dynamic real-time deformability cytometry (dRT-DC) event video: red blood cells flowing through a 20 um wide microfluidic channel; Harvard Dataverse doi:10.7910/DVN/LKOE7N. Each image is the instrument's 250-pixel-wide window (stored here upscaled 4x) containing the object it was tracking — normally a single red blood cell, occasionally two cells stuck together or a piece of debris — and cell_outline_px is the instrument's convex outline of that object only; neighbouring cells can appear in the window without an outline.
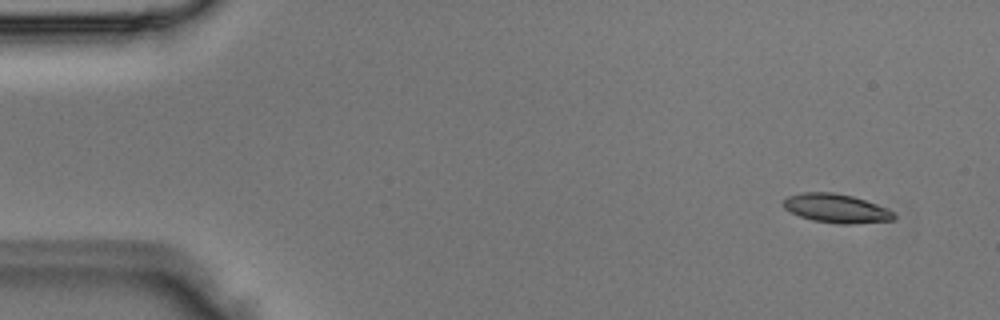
{"species": "Egyptian fruit bat (a non-hibernating species)", "species_latin": "Rousettus aegyptiacus", "temperature_condition": "room temperature", "stored_images_in_passage": 5, "camera_frame_rate_fps": 3000, "um_per_image_px": 0.085, "animal": {"sex": "male"}, "frame": {"image": 1, "passage_image": 1, "time_ms": 0.0, "image_size_px": [1000, 320], "cell_outline_px": [[896, 220], [856, 224], [836, 224], [812, 220], [800, 216], [784, 208], [780, 204], [788, 196], [800, 192], [832, 192], [852, 196], [888, 208], [896, 212]], "centroid_in_image_um": [71.11, 17.72], "position_along_channel_um": 13.9, "area_um2": 18.9}}
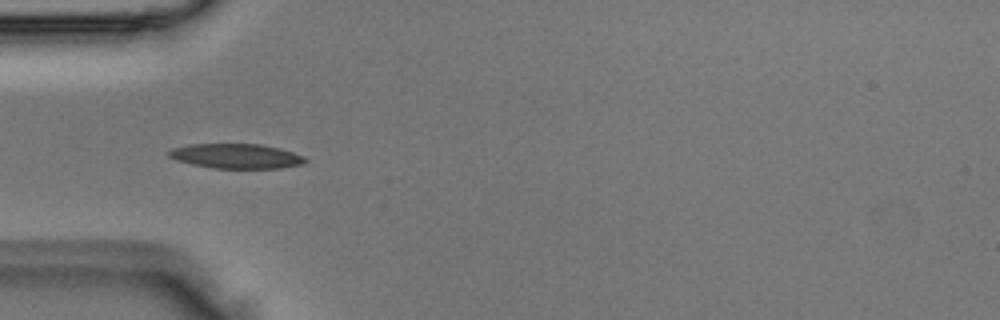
{"frame": {"image": 2, "passage_image": 4, "time_ms": 1.0, "image_size_px": [1000, 320], "cell_outline_px": [[308, 160], [304, 164], [280, 168], [212, 168], [192, 164], [176, 160], [168, 156], [164, 152], [172, 148], [188, 144], [260, 144], [280, 148], [304, 156]], "centroid_in_image_um": [20.05, 13.26], "position_along_channel_um": 64.9, "area_um2": 19.83}}
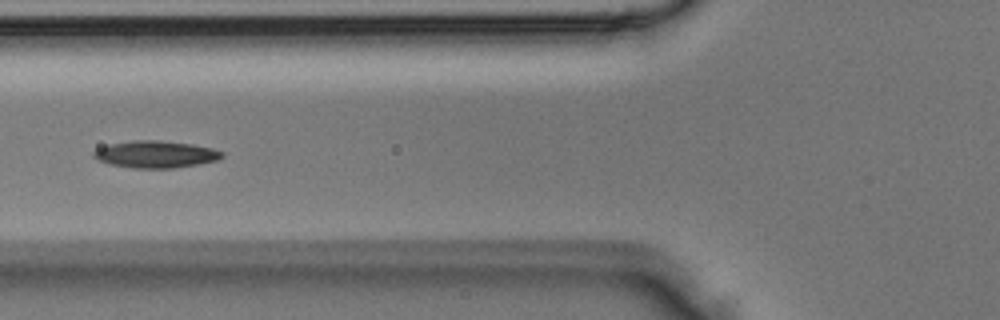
{"frame": {"image": 3, "passage_image": 5, "time_ms": 1.333, "image_size_px": [1000, 320], "cell_outline_px": [[224, 156], [216, 160], [196, 164], [172, 168], [132, 168], [108, 164], [92, 156], [92, 152], [100, 148], [112, 144], [132, 140], [160, 140], [192, 144], [212, 148], [224, 152]], "centroid_in_image_um": [13.23, 13.11], "position_along_channel_um": 112.6, "area_um2": 20.06}}